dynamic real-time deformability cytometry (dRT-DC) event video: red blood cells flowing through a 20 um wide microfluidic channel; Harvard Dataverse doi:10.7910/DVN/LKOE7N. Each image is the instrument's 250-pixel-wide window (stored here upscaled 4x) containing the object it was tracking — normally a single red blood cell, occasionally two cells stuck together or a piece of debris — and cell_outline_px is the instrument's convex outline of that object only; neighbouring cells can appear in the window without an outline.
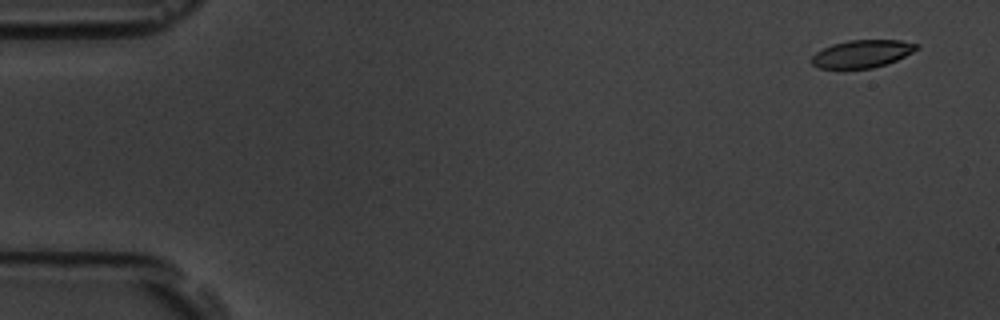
{"species": "common noctule bat (a hibernating species)", "species_latin": "Nyctalus noctula", "temperature_condition": "room temperature", "stored_images_in_passage": 4, "camera_frame_rate_fps": 3000, "um_per_image_px": 0.085, "animal": {"sex": "male", "body_mass_g": 19.5, "forearm_length_mm": 54.6}, "frame": {"image": 1, "passage_image": 1, "time_ms": 0.0, "image_size_px": [1000, 320], "cell_outline_px": [[920, 48], [896, 60], [872, 68], [816, 68], [808, 60], [816, 52], [832, 44], [848, 40], [900, 40], [920, 44]], "centroid_in_image_um": [73.26, 4.56], "position_along_channel_um": 11.7, "area_um2": 16.94}}